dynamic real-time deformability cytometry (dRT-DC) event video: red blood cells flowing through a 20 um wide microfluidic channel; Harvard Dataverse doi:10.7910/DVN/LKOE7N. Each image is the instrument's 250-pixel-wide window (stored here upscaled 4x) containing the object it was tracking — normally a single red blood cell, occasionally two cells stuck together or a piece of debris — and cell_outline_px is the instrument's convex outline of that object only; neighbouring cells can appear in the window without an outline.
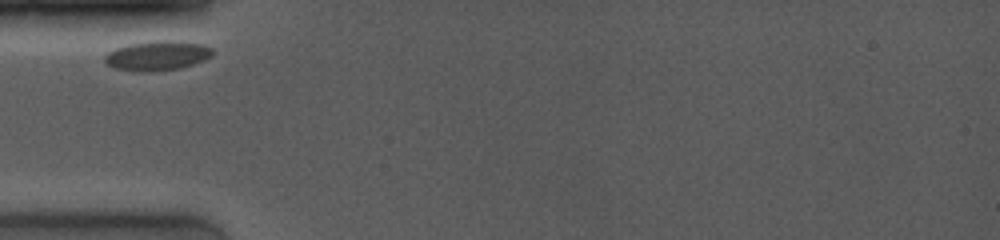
{"species": "common noctule bat (a hibernating species)", "species_latin": "Nyctalus noctula", "temperature_condition": "room temperature", "stored_images_in_passage": 34, "camera_frame_rate_fps": 4000, "um_per_image_px": 0.085, "animal": {"sex": "female", "body_mass_g": 19.0, "forearm_length_mm": 53.3}, "frame": {"image": 1, "passage_image": 1, "time_ms": 0.0, "image_size_px": [1000, 240], "cell_outline_px": [[216, 52], [212, 56], [204, 60], [180, 68], [156, 72], [136, 72], [116, 68], [108, 64], [104, 60], [104, 56], [108, 52], [116, 48], [128, 44], [160, 40], [172, 40], [204, 44], [212, 48]], "centroid_in_image_um": [13.4, 4.73], "position_along_channel_um": 71.6, "area_um2": 18.84}}
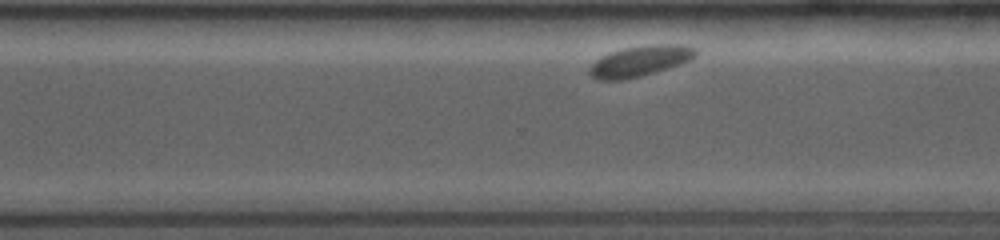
{"frame": {"image": 2, "passage_image": 28, "time_ms": 7.0, "image_size_px": [1000, 240], "cell_outline_px": [[696, 56], [692, 60], [656, 72], [624, 80], [596, 80], [588, 72], [588, 68], [596, 60], [612, 52], [624, 48], [656, 44], [676, 44], [696, 48]], "centroid_in_image_um": [54.41, 5.2], "position_along_channel_um": 316.2, "area_um2": 18.84}}
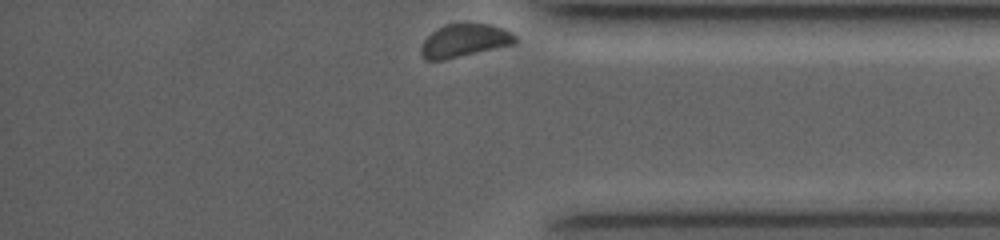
{"frame": {"image": 3, "passage_image": 34, "time_ms": 9.25, "image_size_px": [1000, 240], "cell_outline_px": [[520, 40], [516, 44], [444, 60], [424, 60], [420, 52], [420, 48], [424, 40], [432, 32], [448, 24], [488, 24], [512, 32]], "centroid_in_image_um": [39.51, 3.47], "position_along_channel_um": 395.7, "area_um2": 18.09}}